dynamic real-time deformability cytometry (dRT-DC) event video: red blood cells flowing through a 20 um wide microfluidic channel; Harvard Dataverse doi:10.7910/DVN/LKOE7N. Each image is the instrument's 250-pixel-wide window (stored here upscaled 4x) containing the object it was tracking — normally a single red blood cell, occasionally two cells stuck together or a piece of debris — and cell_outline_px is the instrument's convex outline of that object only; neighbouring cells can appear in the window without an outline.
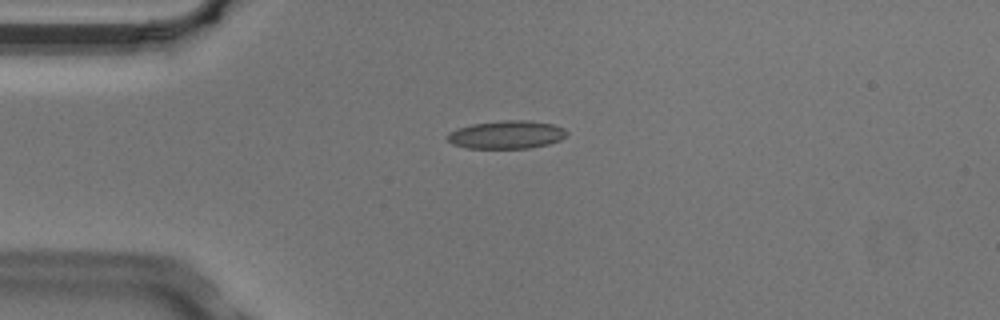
{"species": "Egyptian fruit bat (a non-hibernating species)", "species_latin": "Rousettus aegyptiacus", "temperature_condition": "cold", "stored_images_in_passage": 5, "camera_frame_rate_fps": 3000, "um_per_image_px": 0.085, "animal": {"sex": "male"}, "frame": {"image": 1, "passage_image": 5, "time_ms": 1.333, "image_size_px": [1000, 320], "cell_outline_px": [[568, 136], [560, 140], [548, 144], [532, 148], [464, 148], [452, 144], [448, 140], [448, 132], [456, 128], [472, 124], [504, 120], [528, 120], [552, 124], [564, 128], [568, 132]], "centroid_in_image_um": [43.07, 11.45], "position_along_channel_um": 41.9, "area_um2": 19.71}}